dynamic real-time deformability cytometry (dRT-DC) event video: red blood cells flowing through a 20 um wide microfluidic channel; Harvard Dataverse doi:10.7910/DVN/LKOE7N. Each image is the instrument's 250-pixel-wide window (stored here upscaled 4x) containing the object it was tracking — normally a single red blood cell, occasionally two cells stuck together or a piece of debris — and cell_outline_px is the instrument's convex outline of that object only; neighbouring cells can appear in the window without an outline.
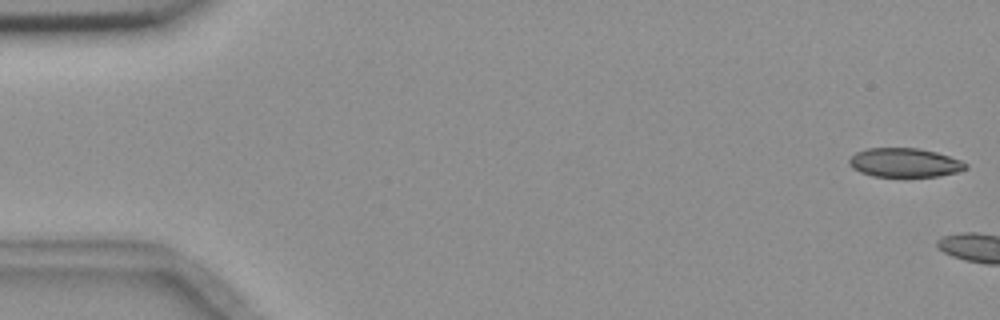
{"species": "common noctule bat (a hibernating species)", "species_latin": "Nyctalus noctula", "temperature_condition": "room temperature", "stored_images_in_passage": 5, "camera_frame_rate_fps": 3000, "um_per_image_px": 0.085, "animal": {"sex": "female", "body_mass_g": 18.4}, "frame": {"image": 1, "passage_image": 1, "time_ms": 0.0, "image_size_px": [1000, 320], "cell_outline_px": [[968, 168], [960, 172], [936, 176], [872, 176], [860, 172], [852, 168], [848, 164], [848, 160], [856, 152], [868, 148], [920, 148], [936, 152], [960, 160], [968, 164]], "centroid_in_image_um": [76.89, 13.82], "position_along_channel_um": 8.1, "area_um2": 19.71}}